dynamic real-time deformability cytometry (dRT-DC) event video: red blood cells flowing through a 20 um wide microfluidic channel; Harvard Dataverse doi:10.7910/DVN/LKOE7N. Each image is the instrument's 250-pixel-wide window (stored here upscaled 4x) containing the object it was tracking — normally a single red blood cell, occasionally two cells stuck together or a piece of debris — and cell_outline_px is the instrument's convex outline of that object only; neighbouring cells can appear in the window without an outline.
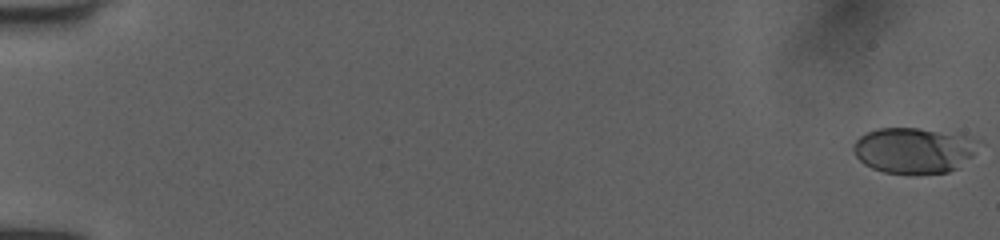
{"species": "human", "species_latin": "Homo sapiens", "temperature_condition": "room temperature", "stored_images_in_passage": 53, "camera_frame_rate_fps": 3000, "um_per_image_px": 0.085, "donor": {"sex": "female"}, "frame": {"image": 1, "passage_image": 1, "time_ms": 0.0, "image_size_px": [1000, 240], "cell_outline_px": [[980, 144], [972, 156], [956, 168], [948, 172], [908, 176], [884, 172], [872, 168], [864, 164], [852, 152], [852, 144], [860, 136], [876, 128], [920, 128], [964, 136], [980, 140]], "centroid_in_image_um": [77.64, 12.81], "position_along_channel_um": 7.4, "area_um2": 33.76}}
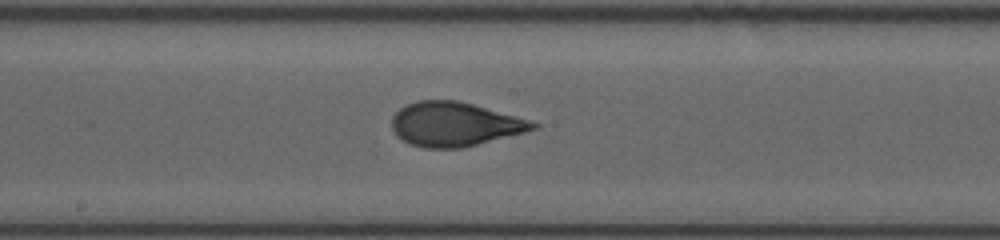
{"frame": {"image": 2, "passage_image": 30, "time_ms": 9.667, "image_size_px": [1000, 240], "cell_outline_px": [[540, 124], [536, 128], [524, 132], [460, 148], [424, 148], [408, 144], [392, 128], [392, 116], [400, 108], [408, 104], [420, 100], [456, 100], [472, 104], [528, 120]], "centroid_in_image_um": [38.6, 10.56], "position_along_channel_um": 209.6, "area_um2": 35.6}}
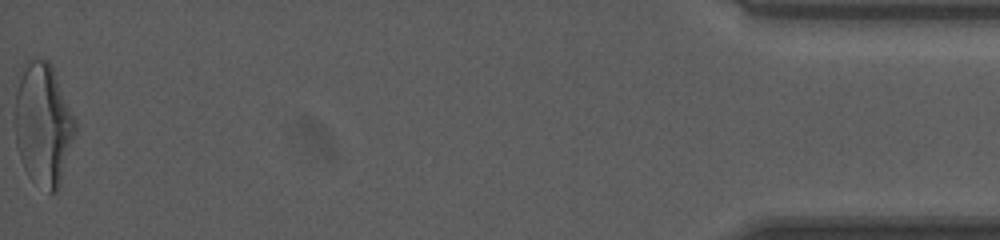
{"frame": {"image": 3, "passage_image": 53, "time_ms": 17.333, "image_size_px": [1000, 240], "cell_outline_px": [[76, 132], [60, 184], [56, 192], [48, 192], [24, 168], [16, 144], [16, 92], [24, 64], [28, 56], [48, 60], [52, 64], [76, 120]], "centroid_in_image_um": [3.7, 10.49], "position_along_channel_um": 431.5, "area_um2": 42.66}, "authors_computed_cell_mechanics": {"area_um2": 35.547, "velocity_mm_per_s": 4.0392, "shape_relaxation_time_tau1_ms": 3.9576, "shape_relaxation_time_tau2_ms": 0.7586, "deformation_change_tau1": 0.1864, "deformation_change_tau2": 0.0547}}